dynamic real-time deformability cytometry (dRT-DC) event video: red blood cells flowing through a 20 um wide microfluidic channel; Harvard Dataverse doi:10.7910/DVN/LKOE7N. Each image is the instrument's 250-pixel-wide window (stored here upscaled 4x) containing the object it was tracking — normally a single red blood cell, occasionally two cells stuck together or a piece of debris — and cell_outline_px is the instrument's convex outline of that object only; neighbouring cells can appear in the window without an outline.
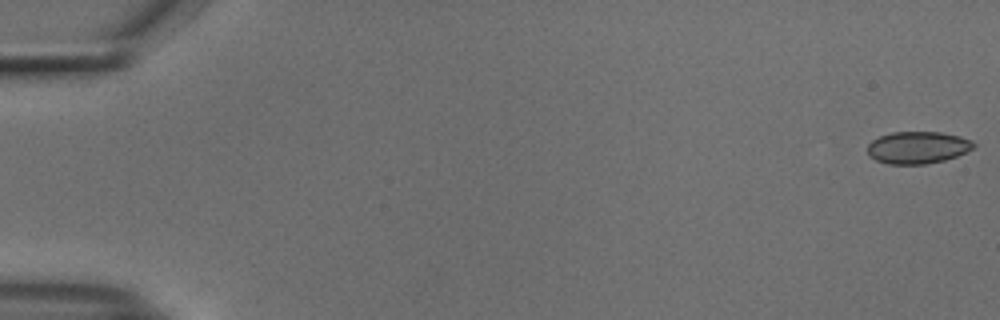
{"species": "common noctule bat (a hibernating species)", "species_latin": "Nyctalus noctula", "temperature_condition": "cold", "stored_images_in_passage": 54, "camera_frame_rate_fps": 3000, "um_per_image_px": 0.085, "animal": {"sex": "male", "body_mass_g": 18.8}, "frame": {"image": 1, "passage_image": 1, "time_ms": 0.0, "image_size_px": [1000, 320], "cell_outline_px": [[976, 144], [972, 148], [956, 156], [944, 160], [924, 164], [888, 164], [876, 160], [868, 156], [868, 144], [872, 140], [880, 136], [892, 132], [940, 132], [960, 136], [972, 140]], "centroid_in_image_um": [77.98, 12.53], "position_along_channel_um": 7.0, "area_um2": 19.83}}
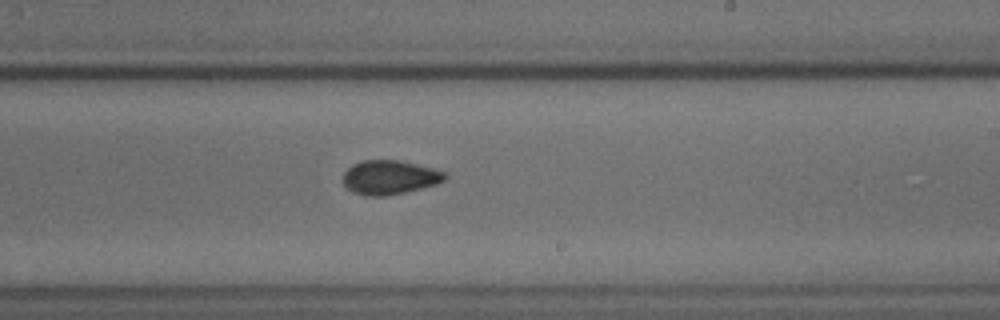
{"frame": {"image": 2, "passage_image": 33, "time_ms": 10.667, "image_size_px": [1000, 320], "cell_outline_px": [[448, 176], [444, 180], [436, 184], [388, 196], [364, 196], [352, 192], [344, 184], [344, 172], [352, 164], [360, 160], [400, 160], [448, 172]], "centroid_in_image_um": [33.12, 15.07], "position_along_channel_um": 255.9, "area_um2": 20.35}}
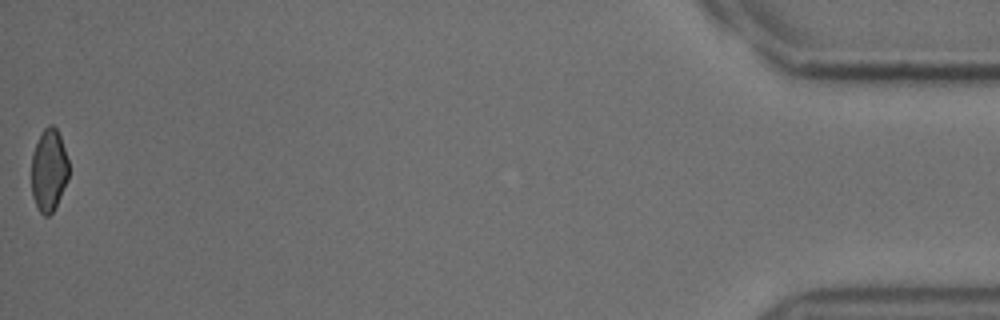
{"frame": {"image": 3, "passage_image": 54, "time_ms": 17.667, "image_size_px": [1000, 320], "cell_outline_px": [[68, 180], [52, 212], [48, 216], [44, 216], [40, 212], [32, 196], [32, 152], [44, 128], [48, 124], [52, 124], [56, 128], [60, 136], [68, 160]], "centroid_in_image_um": [4.15, 14.45], "position_along_channel_um": 431.1, "area_um2": 17.69}, "authors_computed_cell_mechanics": {"area_um2": 20.0566, "velocity_mm_per_s": 3.7836, "shape_relaxation_time_tau1_ms": null, "shape_relaxation_time_tau2_ms": 2.2886, "deformation_change_tau1": null, "deformation_change_tau2": 0.0601}}